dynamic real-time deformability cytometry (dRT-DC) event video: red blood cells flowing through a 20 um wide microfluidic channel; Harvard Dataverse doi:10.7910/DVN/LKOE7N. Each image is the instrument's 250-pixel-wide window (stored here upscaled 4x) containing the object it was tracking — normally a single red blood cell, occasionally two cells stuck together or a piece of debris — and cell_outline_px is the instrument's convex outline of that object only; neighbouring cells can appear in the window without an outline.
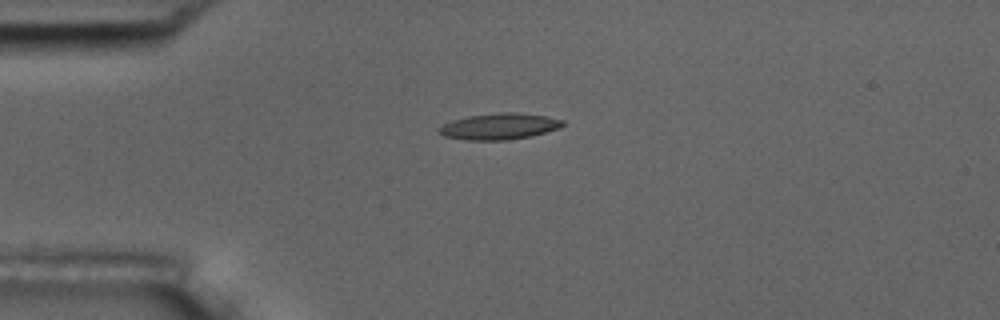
{"species": "common noctule bat (a hibernating species)", "species_latin": "Nyctalus noctula", "temperature_condition": "room temperature", "stored_images_in_passage": 3, "camera_frame_rate_fps": 3000, "um_per_image_px": 0.085, "animal": {"sex": "male", "body_mass_g": 17.5, "forearm_length_mm": 52.3}, "frame": {"image": 1, "passage_image": 3, "time_ms": 2.667, "image_size_px": [1000, 320], "cell_outline_px": [[564, 124], [556, 128], [532, 136], [508, 140], [468, 140], [444, 136], [436, 128], [452, 120], [468, 116], [500, 112], [516, 112], [544, 116], [564, 120]], "centroid_in_image_um": [42.41, 10.74], "position_along_channel_um": 42.6, "area_um2": 18.73}}